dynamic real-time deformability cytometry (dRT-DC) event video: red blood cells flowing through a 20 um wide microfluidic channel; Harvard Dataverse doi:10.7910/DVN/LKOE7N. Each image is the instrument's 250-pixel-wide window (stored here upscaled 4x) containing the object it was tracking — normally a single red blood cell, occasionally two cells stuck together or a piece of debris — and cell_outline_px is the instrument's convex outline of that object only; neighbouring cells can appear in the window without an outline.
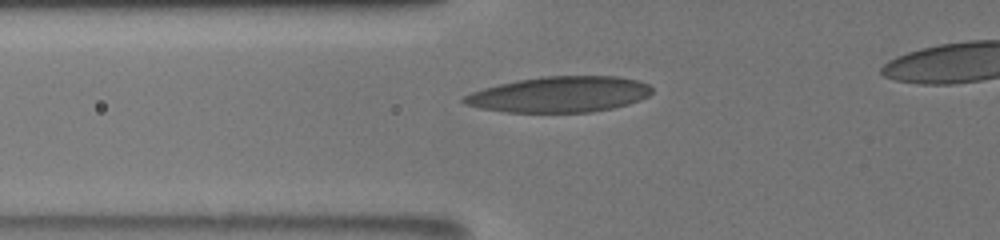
{"species": "human", "species_latin": "Homo sapiens", "temperature_condition": "room temperature", "stored_images_in_passage": 53, "camera_frame_rate_fps": 3000, "um_per_image_px": 0.085, "donor": {"sex": "male"}, "frame": {"image": 1, "passage_image": 4, "time_ms": 0.667, "image_size_px": [1000, 240], "cell_outline_px": [[652, 92], [648, 96], [640, 100], [628, 104], [612, 108], [592, 112], [504, 112], [480, 108], [464, 104], [460, 100], [464, 96], [472, 92], [484, 88], [500, 84], [520, 80], [544, 76], [620, 76], [636, 80], [648, 84], [652, 88]], "centroid_in_image_um": [47.57, 8.03], "position_along_channel_um": 78.2, "area_um2": 39.13}}
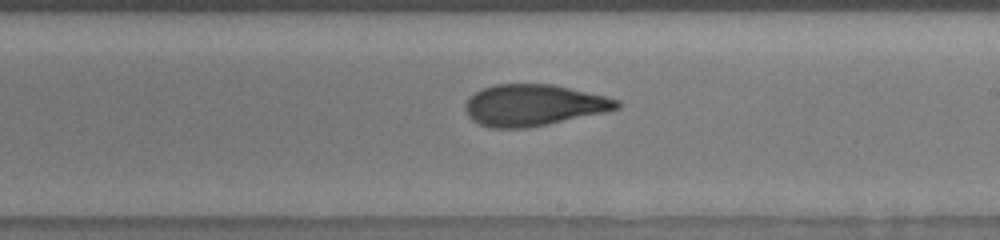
{"frame": {"image": 2, "passage_image": 26, "time_ms": 5.0, "image_size_px": [1000, 240], "cell_outline_px": [[620, 108], [604, 112], [548, 124], [528, 128], [492, 128], [480, 124], [472, 120], [468, 116], [464, 108], [464, 104], [476, 92], [492, 84], [552, 84], [604, 96], [620, 100]], "centroid_in_image_um": [45.33, 8.94], "position_along_channel_um": 243.7, "area_um2": 36.36}}
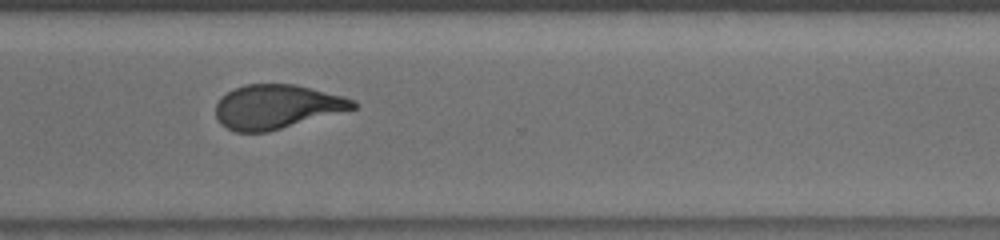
{"frame": {"image": 3, "passage_image": 39, "time_ms": 7.667, "image_size_px": [1000, 240], "cell_outline_px": [[356, 108], [268, 132], [236, 132], [220, 124], [216, 116], [216, 104], [220, 96], [244, 84], [296, 84], [344, 96], [356, 100]], "centroid_in_image_um": [23.51, 9.06], "position_along_channel_um": 347.1, "area_um2": 35.32}}